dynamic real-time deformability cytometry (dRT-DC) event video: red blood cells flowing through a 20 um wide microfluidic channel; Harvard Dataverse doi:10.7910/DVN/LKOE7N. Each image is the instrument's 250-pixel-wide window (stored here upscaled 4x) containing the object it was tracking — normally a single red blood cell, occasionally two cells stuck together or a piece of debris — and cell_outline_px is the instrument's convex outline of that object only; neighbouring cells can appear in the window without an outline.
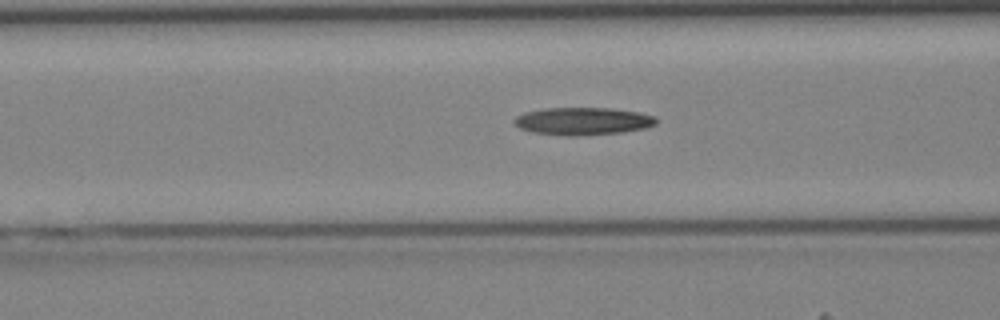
{"species": "Egyptian fruit bat (a non-hibernating species)", "species_latin": "Rousettus aegyptiacus", "temperature_condition": "cold", "stored_images_in_passage": 36, "camera_frame_rate_fps": 3000, "um_per_image_px": 0.085, "animal": {"sex": "female"}, "frame": {"image": 1, "passage_image": 11, "time_ms": 3.333, "image_size_px": [1000, 320], "cell_outline_px": [[656, 124], [644, 128], [620, 132], [580, 136], [568, 136], [532, 132], [520, 128], [512, 120], [516, 116], [524, 112], [544, 108], [612, 108], [640, 112], [656, 116]], "centroid_in_image_um": [49.53, 10.29], "position_along_channel_um": 117.1, "area_um2": 22.89}}
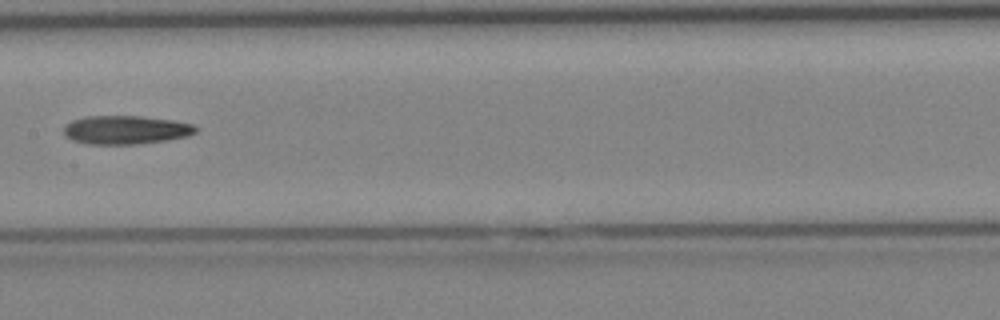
{"frame": {"image": 2, "passage_image": 16, "time_ms": 5.0, "image_size_px": [1000, 320], "cell_outline_px": [[196, 132], [188, 136], [168, 140], [136, 144], [88, 144], [72, 140], [64, 136], [64, 124], [72, 120], [84, 116], [140, 116], [172, 120], [192, 124], [196, 128]], "centroid_in_image_um": [10.64, 11.04], "position_along_channel_um": 196.8, "area_um2": 22.08}}
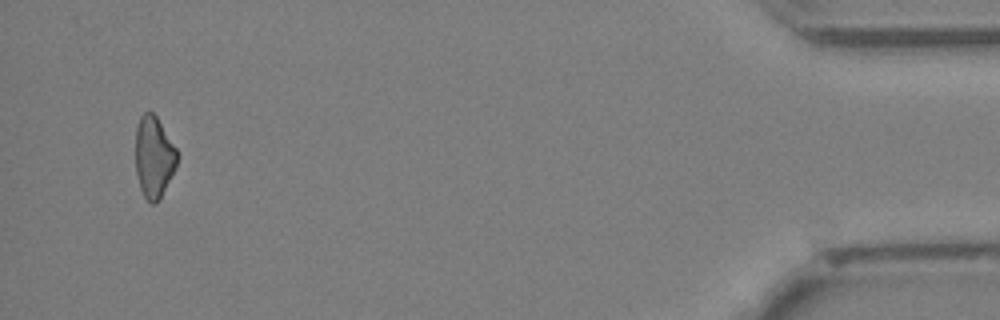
{"frame": {"image": 3, "passage_image": 35, "time_ms": 11.333, "image_size_px": [1000, 320], "cell_outline_px": [[180, 156], [160, 200], [156, 204], [152, 204], [144, 196], [140, 188], [136, 172], [136, 128], [140, 116], [144, 112], [152, 112], [156, 116], [176, 148]], "centroid_in_image_um": [13.08, 13.36], "position_along_channel_um": 422.1, "area_um2": 19.71}}